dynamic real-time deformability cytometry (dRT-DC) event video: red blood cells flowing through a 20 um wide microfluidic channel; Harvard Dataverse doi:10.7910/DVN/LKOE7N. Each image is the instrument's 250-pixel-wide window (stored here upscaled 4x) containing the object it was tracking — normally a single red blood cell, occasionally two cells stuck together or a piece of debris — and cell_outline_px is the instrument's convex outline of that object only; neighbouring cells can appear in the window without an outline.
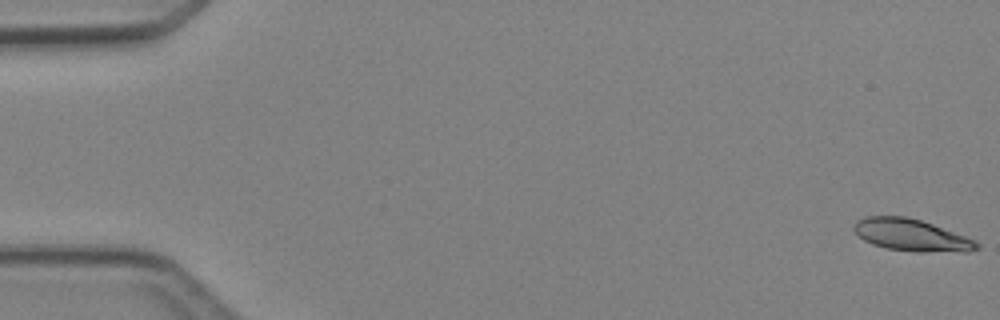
{"species": "Egyptian fruit bat (a non-hibernating species)", "species_latin": "Rousettus aegyptiacus", "temperature_condition": "cold", "stored_images_in_passage": 5, "camera_frame_rate_fps": 3000, "um_per_image_px": 0.085, "animal": {"sex": "female"}, "frame": {"image": 1, "passage_image": 1, "time_ms": 0.0, "image_size_px": [1000, 320], "cell_outline_px": [[980, 248], [968, 252], [916, 252], [888, 248], [872, 244], [864, 240], [852, 228], [852, 224], [856, 220], [864, 216], [904, 216], [920, 220], [932, 224], [976, 240], [980, 244]], "centroid_in_image_um": [77.48, 19.99], "position_along_channel_um": 7.5, "area_um2": 23.0}}
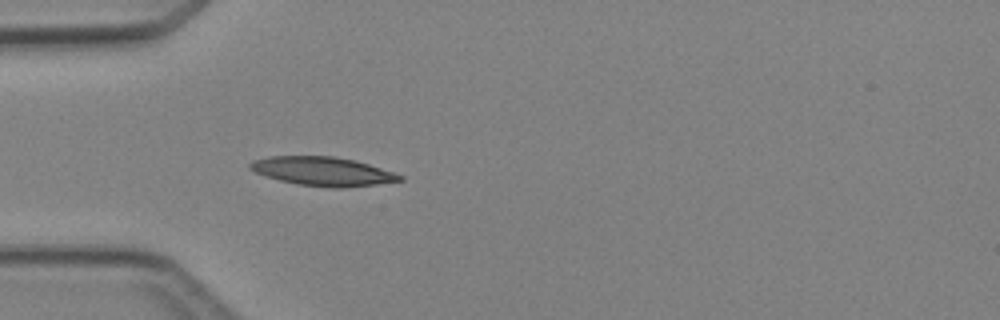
{"frame": {"image": 2, "passage_image": 5, "time_ms": 4.667, "image_size_px": [1000, 320], "cell_outline_px": [[404, 180], [376, 184], [344, 188], [328, 188], [300, 184], [280, 180], [256, 172], [248, 168], [248, 164], [252, 160], [268, 156], [332, 156], [356, 160], [404, 176]], "centroid_in_image_um": [27.43, 14.56], "position_along_channel_um": 57.6, "area_um2": 25.09}}